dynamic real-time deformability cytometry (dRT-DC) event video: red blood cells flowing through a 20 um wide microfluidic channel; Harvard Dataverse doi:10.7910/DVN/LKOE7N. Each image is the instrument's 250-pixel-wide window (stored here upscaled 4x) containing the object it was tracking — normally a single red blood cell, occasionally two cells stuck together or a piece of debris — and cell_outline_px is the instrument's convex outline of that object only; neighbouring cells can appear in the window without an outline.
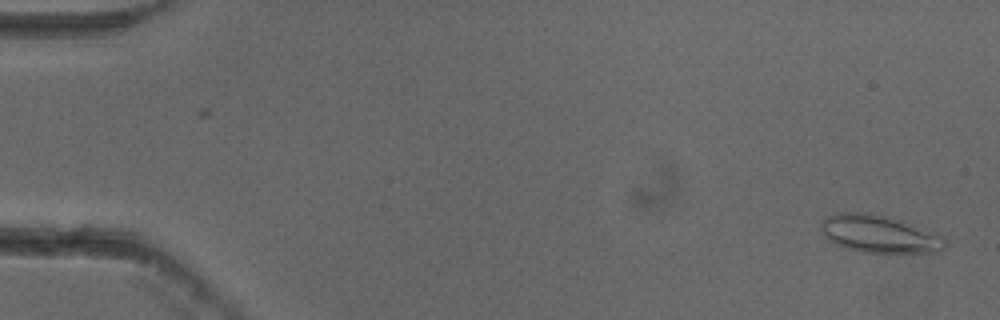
{"species": "common noctule bat (a hibernating species)", "species_latin": "Nyctalus noctula", "temperature_condition": "cold", "stored_images_in_passage": 53, "camera_frame_rate_fps": 3000, "um_per_image_px": 0.085, "animal": {"sex": "female"}, "frame": {"image": 1, "passage_image": 1, "time_ms": 0.0, "image_size_px": [1000, 320], "cell_outline_px": [[948, 244], [940, 252], [864, 252], [848, 248], [836, 244], [824, 236], [820, 228], [820, 220], [836, 212], [868, 212], [888, 216], [912, 224], [944, 240]], "centroid_in_image_um": [74.64, 19.87], "position_along_channel_um": 10.4, "area_um2": 26.76}}
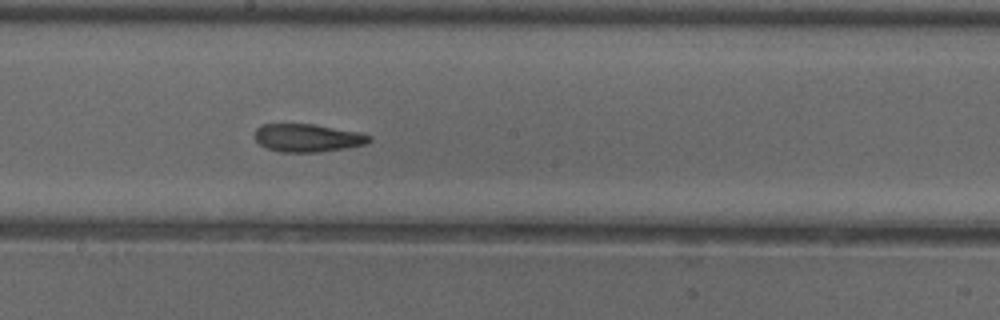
{"frame": {"image": 2, "passage_image": 29, "time_ms": 9.333, "image_size_px": [1000, 320], "cell_outline_px": [[372, 140], [364, 144], [344, 148], [316, 152], [280, 152], [264, 148], [256, 140], [256, 128], [260, 124], [312, 124], [360, 132], [372, 136]], "centroid_in_image_um": [26.13, 11.72], "position_along_channel_um": 222.1, "area_um2": 18.61}}
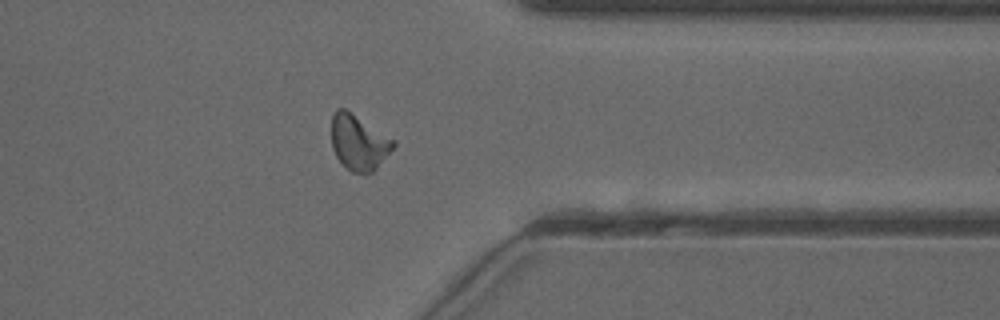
{"frame": {"image": 3, "passage_image": 42, "time_ms": 13.667, "image_size_px": [1000, 320], "cell_outline_px": [[396, 144], [376, 168], [372, 172], [364, 176], [352, 172], [336, 156], [332, 148], [332, 116], [336, 108], [344, 108], [396, 140]], "centroid_in_image_um": [30.5, 12.11], "position_along_channel_um": 380.9, "area_um2": 19.88}, "authors_computed_cell_mechanics": {"area_um2": 19.4208, "velocity_mm_per_s": 3.8355, "shape_relaxation_time_tau1_ms": 8.0427, "shape_relaxation_time_tau2_ms": 2.857, "deformation_change_tau1": 0.2092, "deformation_change_tau2": 0.1082}}